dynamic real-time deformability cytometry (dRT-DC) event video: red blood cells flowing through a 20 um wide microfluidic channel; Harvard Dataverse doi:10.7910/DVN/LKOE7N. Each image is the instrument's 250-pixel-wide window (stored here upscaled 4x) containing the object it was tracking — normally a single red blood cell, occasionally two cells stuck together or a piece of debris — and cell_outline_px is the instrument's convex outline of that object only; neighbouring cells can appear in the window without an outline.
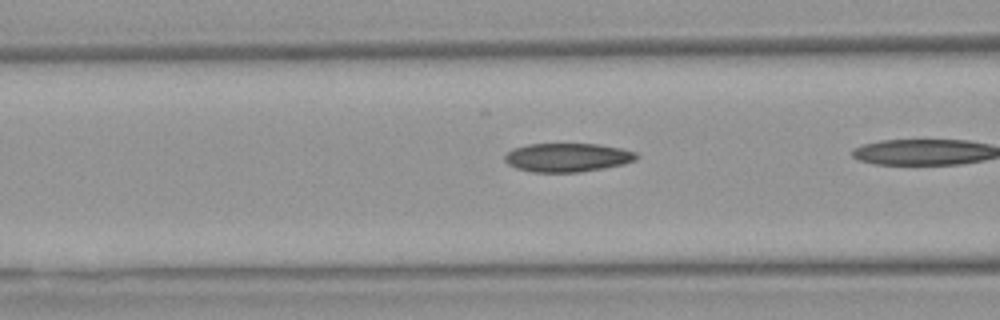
{"species": "Egyptian fruit bat (a non-hibernating species)", "species_latin": "Rousettus aegyptiacus", "temperature_condition": "warm", "stored_images_in_passage": 38, "camera_frame_rate_fps": 3000, "um_per_image_px": 0.085, "animal": {"sex": "female"}, "frame": {"image": 1, "passage_image": 18, "time_ms": 5.667, "image_size_px": [1000, 320], "cell_outline_px": [[640, 156], [636, 160], [624, 164], [604, 168], [580, 172], [532, 172], [516, 168], [508, 164], [504, 160], [504, 156], [512, 148], [528, 144], [600, 144], [624, 148], [636, 152]], "centroid_in_image_um": [48.26, 13.38], "position_along_channel_um": 118.3, "area_um2": 22.31}}
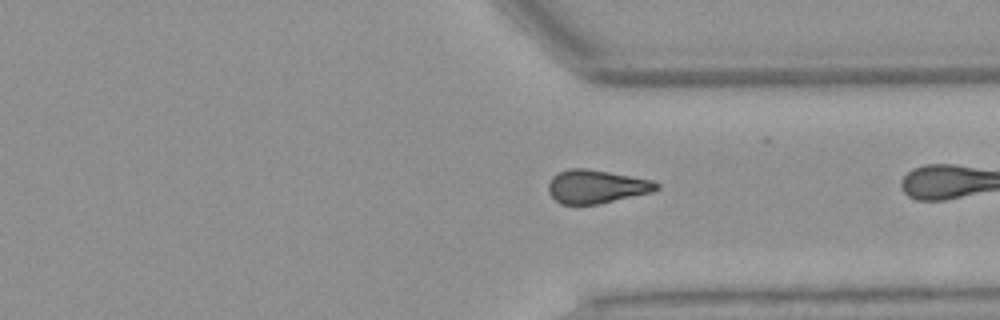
{"frame": {"image": 2, "passage_image": 37, "time_ms": 12.0, "image_size_px": [1000, 320], "cell_outline_px": [[660, 188], [652, 192], [600, 204], [560, 204], [548, 192], [548, 184], [552, 176], [568, 168], [588, 168], [652, 180], [660, 184]], "centroid_in_image_um": [50.7, 15.85], "position_along_channel_um": 360.7, "area_um2": 21.15}}